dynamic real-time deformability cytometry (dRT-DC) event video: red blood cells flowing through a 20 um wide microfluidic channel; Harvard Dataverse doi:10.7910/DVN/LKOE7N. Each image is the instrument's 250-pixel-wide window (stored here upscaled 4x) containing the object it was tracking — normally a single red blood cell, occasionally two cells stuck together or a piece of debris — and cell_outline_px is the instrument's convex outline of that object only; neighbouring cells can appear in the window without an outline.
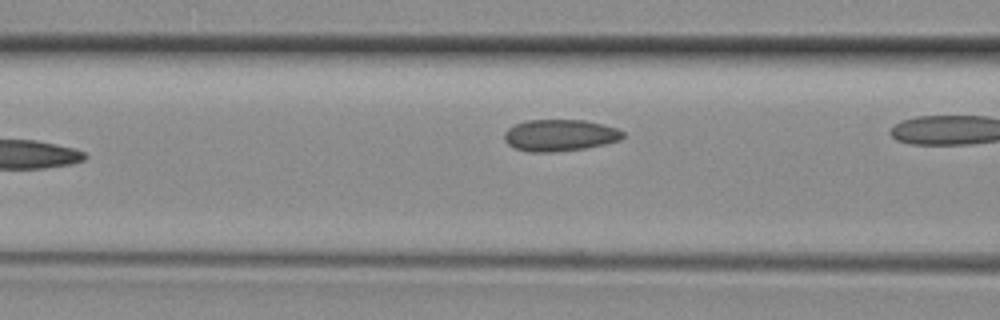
{"species": "common noctule bat (a hibernating species)", "species_latin": "Nyctalus noctula", "temperature_condition": "room temperature", "stored_images_in_passage": 5, "camera_frame_rate_fps": 3000, "um_per_image_px": 0.085, "animal": {"sex": "female", "body_mass_g": 29.2, "forearm_length_mm": 56.3}, "frame": {"image": 1, "passage_image": 4, "time_ms": 1.0, "image_size_px": [1000, 320], "cell_outline_px": [[624, 136], [620, 140], [604, 144], [584, 148], [552, 152], [528, 152], [516, 148], [508, 144], [504, 140], [504, 132], [508, 128], [516, 124], [528, 120], [584, 120], [604, 124], [616, 128], [624, 132]], "centroid_in_image_um": [47.58, 11.49], "position_along_channel_um": 119.0, "area_um2": 21.85}}
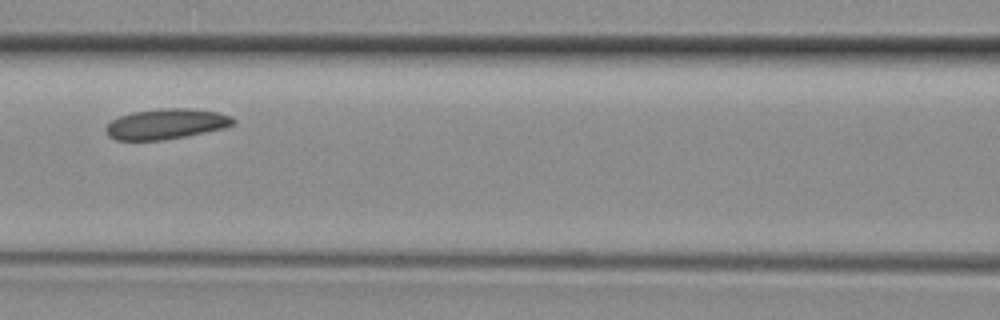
{"frame": {"image": 2, "passage_image": 5, "time_ms": 1.333, "image_size_px": [1000, 320], "cell_outline_px": [[236, 124], [224, 128], [164, 140], [116, 140], [108, 136], [104, 128], [112, 120], [120, 116], [132, 112], [160, 108], [192, 108], [220, 112], [232, 116], [236, 120]], "centroid_in_image_um": [14.15, 10.52], "position_along_channel_um": 152.5, "area_um2": 22.72}}